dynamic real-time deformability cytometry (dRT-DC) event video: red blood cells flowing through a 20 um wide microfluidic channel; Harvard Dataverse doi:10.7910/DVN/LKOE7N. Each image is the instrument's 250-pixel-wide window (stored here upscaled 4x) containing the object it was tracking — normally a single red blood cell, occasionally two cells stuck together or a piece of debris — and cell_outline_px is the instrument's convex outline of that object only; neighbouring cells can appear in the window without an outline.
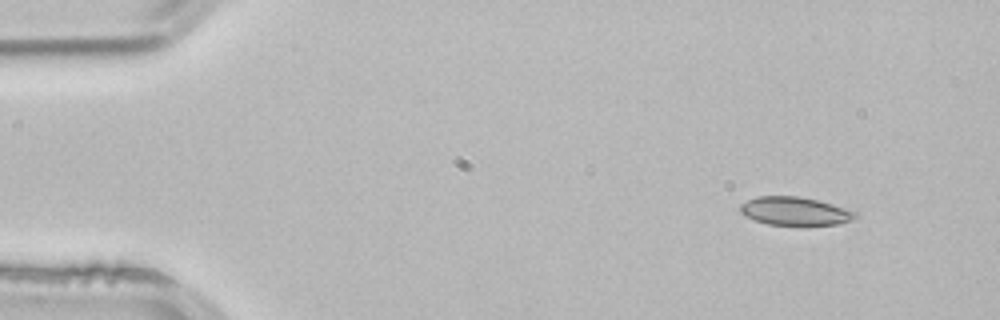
{"species": "common noctule bat (a hibernating species)", "species_latin": "Nyctalus noctula", "temperature_condition": "room temperature", "stored_images_in_passage": 3, "camera_frame_rate_fps": 3000, "um_per_image_px": 0.085, "animal": {"sex": "male", "body_mass_g": 21.5, "forearm_length_mm": 52.0}, "frame": {"image": 1, "passage_image": 1, "time_ms": 0.0, "image_size_px": [1000, 320], "cell_outline_px": [[856, 216], [840, 224], [768, 224], [744, 216], [740, 212], [740, 204], [756, 196], [796, 196], [816, 200], [832, 204], [856, 212]], "centroid_in_image_um": [67.5, 17.93], "position_along_channel_um": 17.5, "area_um2": 18.5}}
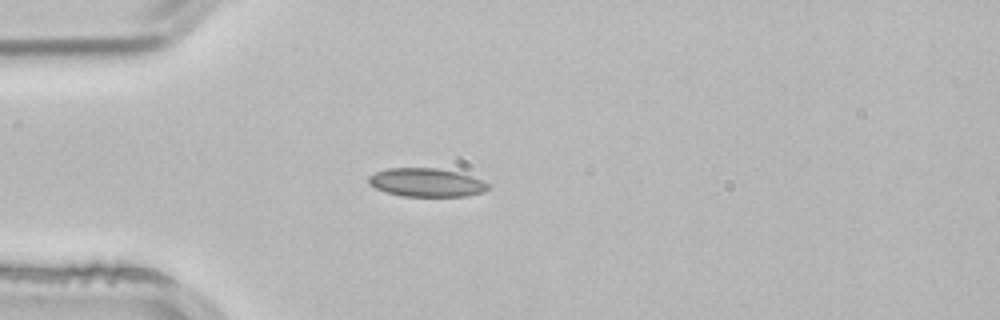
{"frame": {"image": 2, "passage_image": 3, "time_ms": 0.667, "image_size_px": [1000, 320], "cell_outline_px": [[488, 188], [484, 192], [464, 196], [400, 196], [376, 188], [368, 184], [368, 176], [376, 172], [388, 168], [436, 168], [460, 172], [484, 180], [488, 184]], "centroid_in_image_um": [36.26, 15.5], "position_along_channel_um": 48.7, "area_um2": 19.88}}